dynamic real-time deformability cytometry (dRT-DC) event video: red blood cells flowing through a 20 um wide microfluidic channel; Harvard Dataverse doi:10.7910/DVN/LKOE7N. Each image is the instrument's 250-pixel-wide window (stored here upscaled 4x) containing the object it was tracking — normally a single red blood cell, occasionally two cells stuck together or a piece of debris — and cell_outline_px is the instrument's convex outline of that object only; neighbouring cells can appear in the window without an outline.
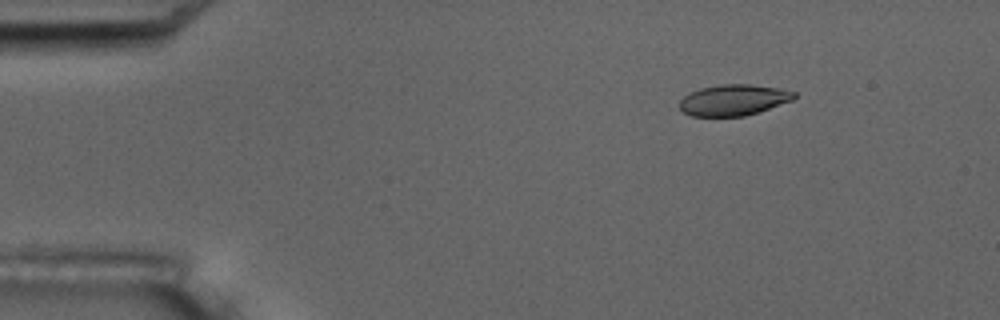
{"species": "common noctule bat (a hibernating species)", "species_latin": "Nyctalus noctula", "temperature_condition": "room temperature", "stored_images_in_passage": 6, "camera_frame_rate_fps": 3000, "um_per_image_px": 0.085, "animal": {"sex": "male", "body_mass_g": 17.5, "forearm_length_mm": 52.3}, "frame": {"image": 1, "passage_image": 2, "time_ms": 2.333, "image_size_px": [1000, 320], "cell_outline_px": [[796, 96], [792, 100], [760, 112], [744, 116], [692, 116], [684, 112], [680, 108], [680, 100], [684, 96], [700, 88], [724, 84], [748, 84], [776, 88], [796, 92]], "centroid_in_image_um": [62.36, 8.51], "position_along_channel_um": 22.6, "area_um2": 20.52}}
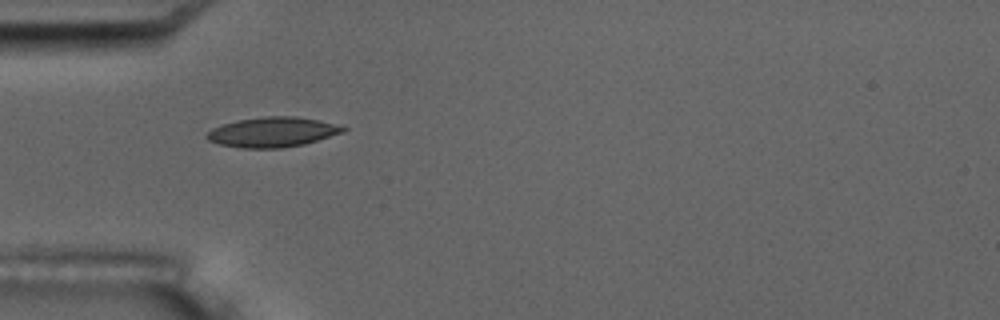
{"frame": {"image": 2, "passage_image": 5, "time_ms": 5.667, "image_size_px": [1000, 320], "cell_outline_px": [[348, 128], [344, 132], [304, 144], [280, 148], [244, 148], [220, 144], [208, 140], [204, 136], [212, 128], [236, 120], [264, 116], [296, 116], [316, 120]], "centroid_in_image_um": [23.13, 11.23], "position_along_channel_um": 61.9, "area_um2": 23.52}}